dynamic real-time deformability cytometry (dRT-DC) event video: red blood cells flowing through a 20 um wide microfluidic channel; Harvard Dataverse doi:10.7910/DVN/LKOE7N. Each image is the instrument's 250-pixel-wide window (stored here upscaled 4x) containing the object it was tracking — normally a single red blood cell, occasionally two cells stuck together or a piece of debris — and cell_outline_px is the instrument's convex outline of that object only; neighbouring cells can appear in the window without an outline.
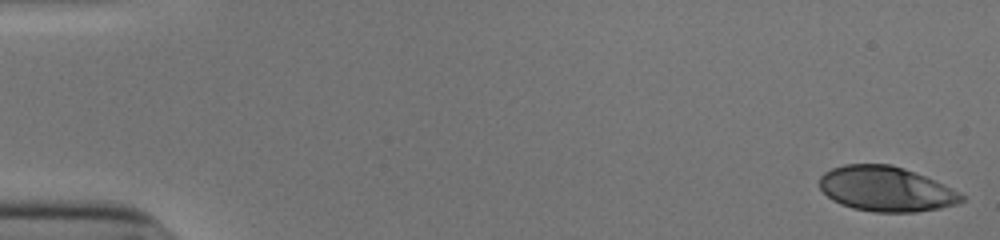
{"species": "human", "species_latin": "Homo sapiens", "temperature_condition": "cold", "stored_images_in_passage": 52, "camera_frame_rate_fps": 3000, "um_per_image_px": 0.085, "donor": {"sex": "male"}, "frame": {"image": 1, "passage_image": 1, "time_ms": 0.0, "image_size_px": [1000, 240], "cell_outline_px": [[964, 200], [956, 204], [940, 208], [916, 212], [872, 212], [852, 208], [840, 204], [832, 200], [820, 188], [820, 176], [824, 172], [832, 168], [844, 164], [892, 164], [904, 168], [924, 176], [960, 192], [964, 196]], "centroid_in_image_um": [75.29, 16.06], "position_along_channel_um": 9.7, "area_um2": 37.17}}
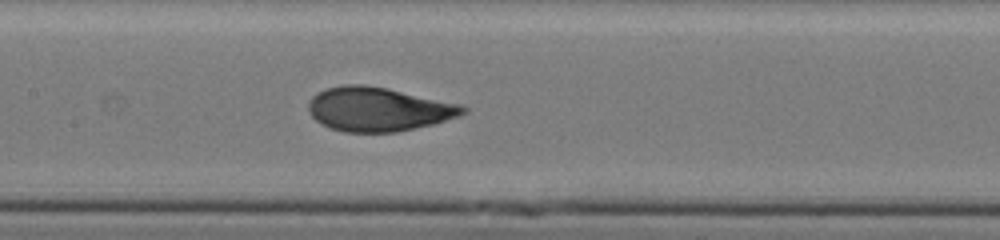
{"frame": {"image": 2, "passage_image": 26, "time_ms": 8.333, "image_size_px": [1000, 240], "cell_outline_px": [[468, 112], [460, 116], [432, 124], [396, 132], [344, 132], [320, 124], [308, 112], [308, 100], [316, 92], [324, 88], [344, 84], [364, 84], [388, 88], [464, 104], [468, 108]], "centroid_in_image_um": [32.17, 9.26], "position_along_channel_um": 175.2, "area_um2": 40.17}}
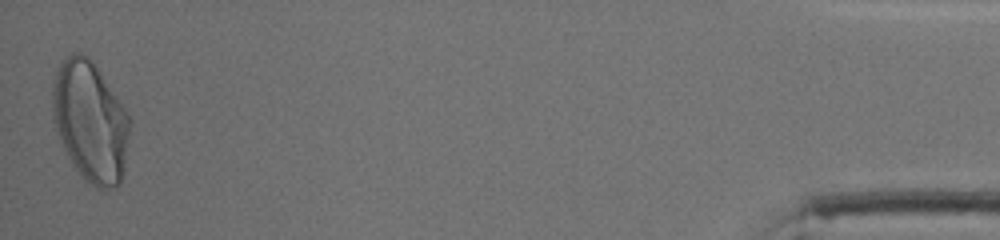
{"frame": {"image": 3, "passage_image": 52, "time_ms": 17.0, "image_size_px": [1000, 240], "cell_outline_px": [[132, 124], [124, 176], [120, 184], [116, 188], [96, 188], [84, 180], [68, 156], [64, 148], [56, 128], [52, 116], [52, 84], [56, 68], [60, 60], [72, 52], [80, 52], [88, 56], [92, 60], [132, 120]], "centroid_in_image_um": [7.69, 10.33], "position_along_channel_um": 427.5, "area_um2": 54.97}, "authors_computed_cell_mechanics": {"area_um2": 39.0728, "velocity_mm_per_s": 3.8859, "shape_relaxation_time_tau1_ms": 4.7298, "shape_relaxation_time_tau2_ms": null, "deformation_change_tau1": 0.2026, "deformation_change_tau2": null}}